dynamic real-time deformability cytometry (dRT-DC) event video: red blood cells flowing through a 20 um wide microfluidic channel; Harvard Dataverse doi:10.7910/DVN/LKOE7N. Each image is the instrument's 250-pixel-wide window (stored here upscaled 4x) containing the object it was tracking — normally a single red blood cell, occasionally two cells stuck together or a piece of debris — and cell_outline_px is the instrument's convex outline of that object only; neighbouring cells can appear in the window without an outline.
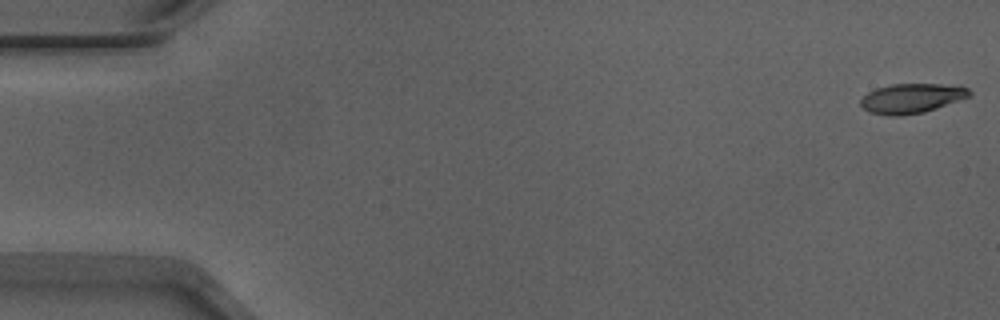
{"species": "Egyptian fruit bat (a non-hibernating species)", "species_latin": "Rousettus aegyptiacus", "temperature_condition": "warm", "stored_images_in_passage": 50, "camera_frame_rate_fps": 3000, "um_per_image_px": 0.085, "animal": {"sex": "male"}, "frame": {"image": 1, "passage_image": 1, "time_ms": 0.0, "image_size_px": [1000, 320], "cell_outline_px": [[972, 96], [924, 112], [900, 116], [888, 116], [868, 112], [860, 104], [860, 100], [868, 92], [876, 88], [892, 84], [940, 84], [968, 88], [972, 92]], "centroid_in_image_um": [77.47, 8.37], "position_along_channel_um": 7.5, "area_um2": 18.79}}
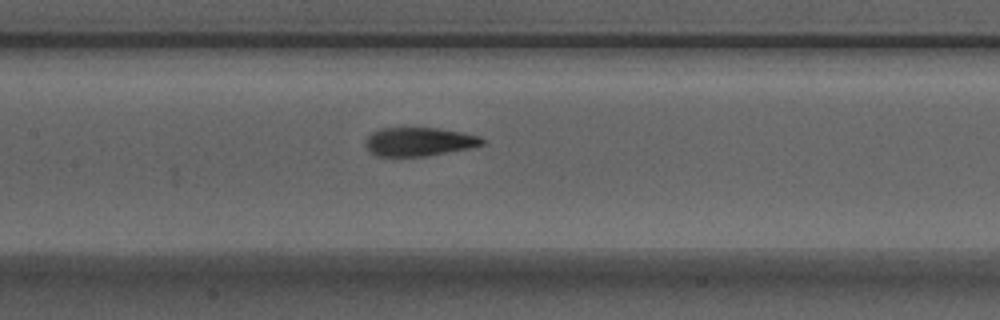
{"frame": {"image": 2, "passage_image": 25, "time_ms": 8.0, "image_size_px": [1000, 320], "cell_outline_px": [[484, 144], [468, 148], [424, 156], [376, 156], [368, 148], [368, 136], [372, 132], [380, 128], [404, 124], [436, 128], [464, 132], [480, 136], [484, 140]], "centroid_in_image_um": [35.61, 11.98], "position_along_channel_um": 171.8, "area_um2": 19.94}}
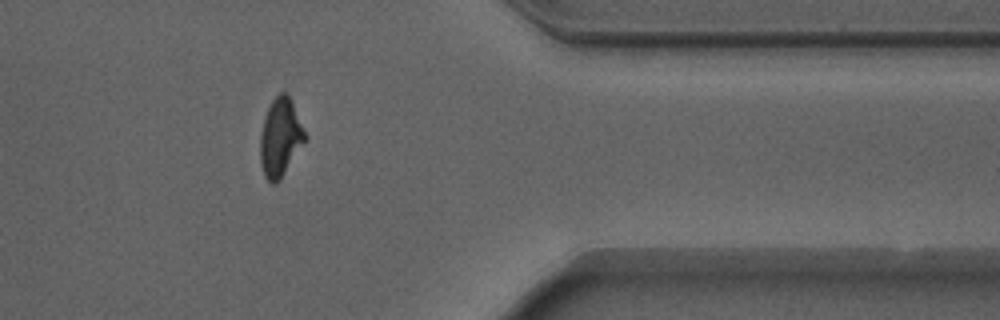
{"frame": {"image": 3, "passage_image": 43, "time_ms": 14.0, "image_size_px": [1000, 320], "cell_outline_px": [[308, 136], [276, 184], [272, 184], [264, 176], [260, 164], [260, 136], [264, 120], [268, 108], [272, 100], [280, 92], [288, 92]], "centroid_in_image_um": [23.83, 11.66], "position_along_channel_um": 387.6, "area_um2": 20.29}, "authors_computed_cell_mechanics": {"area_um2": 19.8254, "velocity_mm_per_s": 3.9129, "shape_relaxation_time_tau1_ms": 3.4257, "shape_relaxation_time_tau2_ms": 1.4688, "deformation_change_tau1": 0.1881, "deformation_change_tau2": 0.103}}